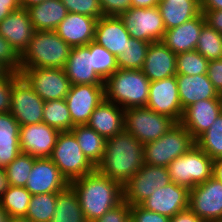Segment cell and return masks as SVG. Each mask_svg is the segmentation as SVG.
Masks as SVG:
<instances>
[{
  "label": "cell",
  "mask_w": 222,
  "mask_h": 222,
  "mask_svg": "<svg viewBox=\"0 0 222 222\" xmlns=\"http://www.w3.org/2000/svg\"><path fill=\"white\" fill-rule=\"evenodd\" d=\"M70 183L50 158H36L25 188L31 193H58Z\"/></svg>",
  "instance_id": "obj_18"
},
{
  "label": "cell",
  "mask_w": 222,
  "mask_h": 222,
  "mask_svg": "<svg viewBox=\"0 0 222 222\" xmlns=\"http://www.w3.org/2000/svg\"><path fill=\"white\" fill-rule=\"evenodd\" d=\"M178 93L182 109L204 99L220 98L207 74L176 75Z\"/></svg>",
  "instance_id": "obj_27"
},
{
  "label": "cell",
  "mask_w": 222,
  "mask_h": 222,
  "mask_svg": "<svg viewBox=\"0 0 222 222\" xmlns=\"http://www.w3.org/2000/svg\"><path fill=\"white\" fill-rule=\"evenodd\" d=\"M20 125L10 114L0 113V167L5 168L20 153Z\"/></svg>",
  "instance_id": "obj_30"
},
{
  "label": "cell",
  "mask_w": 222,
  "mask_h": 222,
  "mask_svg": "<svg viewBox=\"0 0 222 222\" xmlns=\"http://www.w3.org/2000/svg\"><path fill=\"white\" fill-rule=\"evenodd\" d=\"M189 189L170 182L154 192L140 205L150 211L172 218L177 213L188 209Z\"/></svg>",
  "instance_id": "obj_17"
},
{
  "label": "cell",
  "mask_w": 222,
  "mask_h": 222,
  "mask_svg": "<svg viewBox=\"0 0 222 222\" xmlns=\"http://www.w3.org/2000/svg\"><path fill=\"white\" fill-rule=\"evenodd\" d=\"M120 19L131 38L145 42L161 41L166 31L158 7L130 8Z\"/></svg>",
  "instance_id": "obj_11"
},
{
  "label": "cell",
  "mask_w": 222,
  "mask_h": 222,
  "mask_svg": "<svg viewBox=\"0 0 222 222\" xmlns=\"http://www.w3.org/2000/svg\"><path fill=\"white\" fill-rule=\"evenodd\" d=\"M188 208L204 222L222 220V182L214 176L189 190Z\"/></svg>",
  "instance_id": "obj_12"
},
{
  "label": "cell",
  "mask_w": 222,
  "mask_h": 222,
  "mask_svg": "<svg viewBox=\"0 0 222 222\" xmlns=\"http://www.w3.org/2000/svg\"><path fill=\"white\" fill-rule=\"evenodd\" d=\"M57 193L32 195L25 218L34 222H50L56 207Z\"/></svg>",
  "instance_id": "obj_37"
},
{
  "label": "cell",
  "mask_w": 222,
  "mask_h": 222,
  "mask_svg": "<svg viewBox=\"0 0 222 222\" xmlns=\"http://www.w3.org/2000/svg\"><path fill=\"white\" fill-rule=\"evenodd\" d=\"M201 11L222 10V0H200Z\"/></svg>",
  "instance_id": "obj_52"
},
{
  "label": "cell",
  "mask_w": 222,
  "mask_h": 222,
  "mask_svg": "<svg viewBox=\"0 0 222 222\" xmlns=\"http://www.w3.org/2000/svg\"><path fill=\"white\" fill-rule=\"evenodd\" d=\"M44 103L21 75L14 81L10 114L20 126L41 123Z\"/></svg>",
  "instance_id": "obj_13"
},
{
  "label": "cell",
  "mask_w": 222,
  "mask_h": 222,
  "mask_svg": "<svg viewBox=\"0 0 222 222\" xmlns=\"http://www.w3.org/2000/svg\"><path fill=\"white\" fill-rule=\"evenodd\" d=\"M104 16L119 17L131 8V0H99Z\"/></svg>",
  "instance_id": "obj_47"
},
{
  "label": "cell",
  "mask_w": 222,
  "mask_h": 222,
  "mask_svg": "<svg viewBox=\"0 0 222 222\" xmlns=\"http://www.w3.org/2000/svg\"><path fill=\"white\" fill-rule=\"evenodd\" d=\"M10 216L0 204V222H9Z\"/></svg>",
  "instance_id": "obj_57"
},
{
  "label": "cell",
  "mask_w": 222,
  "mask_h": 222,
  "mask_svg": "<svg viewBox=\"0 0 222 222\" xmlns=\"http://www.w3.org/2000/svg\"><path fill=\"white\" fill-rule=\"evenodd\" d=\"M150 43L130 38L122 54L116 56L119 69L141 70Z\"/></svg>",
  "instance_id": "obj_35"
},
{
  "label": "cell",
  "mask_w": 222,
  "mask_h": 222,
  "mask_svg": "<svg viewBox=\"0 0 222 222\" xmlns=\"http://www.w3.org/2000/svg\"><path fill=\"white\" fill-rule=\"evenodd\" d=\"M9 222H34V221L25 217H15V218H10Z\"/></svg>",
  "instance_id": "obj_58"
},
{
  "label": "cell",
  "mask_w": 222,
  "mask_h": 222,
  "mask_svg": "<svg viewBox=\"0 0 222 222\" xmlns=\"http://www.w3.org/2000/svg\"><path fill=\"white\" fill-rule=\"evenodd\" d=\"M205 23L204 15L201 12L182 25L166 30L161 42L176 55L182 52L194 51Z\"/></svg>",
  "instance_id": "obj_24"
},
{
  "label": "cell",
  "mask_w": 222,
  "mask_h": 222,
  "mask_svg": "<svg viewBox=\"0 0 222 222\" xmlns=\"http://www.w3.org/2000/svg\"><path fill=\"white\" fill-rule=\"evenodd\" d=\"M213 176L222 182V158L214 160Z\"/></svg>",
  "instance_id": "obj_54"
},
{
  "label": "cell",
  "mask_w": 222,
  "mask_h": 222,
  "mask_svg": "<svg viewBox=\"0 0 222 222\" xmlns=\"http://www.w3.org/2000/svg\"><path fill=\"white\" fill-rule=\"evenodd\" d=\"M104 99V85H71L65 100L72 123L75 126L87 124L92 112Z\"/></svg>",
  "instance_id": "obj_14"
},
{
  "label": "cell",
  "mask_w": 222,
  "mask_h": 222,
  "mask_svg": "<svg viewBox=\"0 0 222 222\" xmlns=\"http://www.w3.org/2000/svg\"><path fill=\"white\" fill-rule=\"evenodd\" d=\"M207 75L214 88L222 94V59L209 61Z\"/></svg>",
  "instance_id": "obj_48"
},
{
  "label": "cell",
  "mask_w": 222,
  "mask_h": 222,
  "mask_svg": "<svg viewBox=\"0 0 222 222\" xmlns=\"http://www.w3.org/2000/svg\"><path fill=\"white\" fill-rule=\"evenodd\" d=\"M96 18L68 12L66 18L54 30L71 48L94 41Z\"/></svg>",
  "instance_id": "obj_21"
},
{
  "label": "cell",
  "mask_w": 222,
  "mask_h": 222,
  "mask_svg": "<svg viewBox=\"0 0 222 222\" xmlns=\"http://www.w3.org/2000/svg\"><path fill=\"white\" fill-rule=\"evenodd\" d=\"M50 222H87L78 195L70 184L57 193L55 212Z\"/></svg>",
  "instance_id": "obj_31"
},
{
  "label": "cell",
  "mask_w": 222,
  "mask_h": 222,
  "mask_svg": "<svg viewBox=\"0 0 222 222\" xmlns=\"http://www.w3.org/2000/svg\"><path fill=\"white\" fill-rule=\"evenodd\" d=\"M71 132L75 135L84 155L96 167L103 157L107 139L87 124L76 125Z\"/></svg>",
  "instance_id": "obj_32"
},
{
  "label": "cell",
  "mask_w": 222,
  "mask_h": 222,
  "mask_svg": "<svg viewBox=\"0 0 222 222\" xmlns=\"http://www.w3.org/2000/svg\"><path fill=\"white\" fill-rule=\"evenodd\" d=\"M171 182L189 190L213 177L214 160L197 145L168 165Z\"/></svg>",
  "instance_id": "obj_6"
},
{
  "label": "cell",
  "mask_w": 222,
  "mask_h": 222,
  "mask_svg": "<svg viewBox=\"0 0 222 222\" xmlns=\"http://www.w3.org/2000/svg\"><path fill=\"white\" fill-rule=\"evenodd\" d=\"M20 8V0H0V22Z\"/></svg>",
  "instance_id": "obj_50"
},
{
  "label": "cell",
  "mask_w": 222,
  "mask_h": 222,
  "mask_svg": "<svg viewBox=\"0 0 222 222\" xmlns=\"http://www.w3.org/2000/svg\"><path fill=\"white\" fill-rule=\"evenodd\" d=\"M195 143L212 160L222 158V112Z\"/></svg>",
  "instance_id": "obj_36"
},
{
  "label": "cell",
  "mask_w": 222,
  "mask_h": 222,
  "mask_svg": "<svg viewBox=\"0 0 222 222\" xmlns=\"http://www.w3.org/2000/svg\"><path fill=\"white\" fill-rule=\"evenodd\" d=\"M50 159L69 183L95 171V166L84 155L71 131L58 134Z\"/></svg>",
  "instance_id": "obj_7"
},
{
  "label": "cell",
  "mask_w": 222,
  "mask_h": 222,
  "mask_svg": "<svg viewBox=\"0 0 222 222\" xmlns=\"http://www.w3.org/2000/svg\"><path fill=\"white\" fill-rule=\"evenodd\" d=\"M144 165V145L125 129L106 141L95 170L122 186Z\"/></svg>",
  "instance_id": "obj_1"
},
{
  "label": "cell",
  "mask_w": 222,
  "mask_h": 222,
  "mask_svg": "<svg viewBox=\"0 0 222 222\" xmlns=\"http://www.w3.org/2000/svg\"><path fill=\"white\" fill-rule=\"evenodd\" d=\"M125 130L143 145L159 139L176 122L170 117L158 114L146 106L125 109Z\"/></svg>",
  "instance_id": "obj_8"
},
{
  "label": "cell",
  "mask_w": 222,
  "mask_h": 222,
  "mask_svg": "<svg viewBox=\"0 0 222 222\" xmlns=\"http://www.w3.org/2000/svg\"><path fill=\"white\" fill-rule=\"evenodd\" d=\"M35 29L26 9L11 12L0 22V35L21 55L33 37Z\"/></svg>",
  "instance_id": "obj_23"
},
{
  "label": "cell",
  "mask_w": 222,
  "mask_h": 222,
  "mask_svg": "<svg viewBox=\"0 0 222 222\" xmlns=\"http://www.w3.org/2000/svg\"><path fill=\"white\" fill-rule=\"evenodd\" d=\"M195 145L193 136L180 123H176L159 139L144 144V163L168 167L174 159Z\"/></svg>",
  "instance_id": "obj_5"
},
{
  "label": "cell",
  "mask_w": 222,
  "mask_h": 222,
  "mask_svg": "<svg viewBox=\"0 0 222 222\" xmlns=\"http://www.w3.org/2000/svg\"><path fill=\"white\" fill-rule=\"evenodd\" d=\"M20 75L45 102L65 99L71 87L61 68H21Z\"/></svg>",
  "instance_id": "obj_9"
},
{
  "label": "cell",
  "mask_w": 222,
  "mask_h": 222,
  "mask_svg": "<svg viewBox=\"0 0 222 222\" xmlns=\"http://www.w3.org/2000/svg\"><path fill=\"white\" fill-rule=\"evenodd\" d=\"M46 0H20V5L22 9H28L30 7L41 4Z\"/></svg>",
  "instance_id": "obj_56"
},
{
  "label": "cell",
  "mask_w": 222,
  "mask_h": 222,
  "mask_svg": "<svg viewBox=\"0 0 222 222\" xmlns=\"http://www.w3.org/2000/svg\"><path fill=\"white\" fill-rule=\"evenodd\" d=\"M150 82L141 70L118 69L104 81L105 99L124 110L146 106Z\"/></svg>",
  "instance_id": "obj_4"
},
{
  "label": "cell",
  "mask_w": 222,
  "mask_h": 222,
  "mask_svg": "<svg viewBox=\"0 0 222 222\" xmlns=\"http://www.w3.org/2000/svg\"><path fill=\"white\" fill-rule=\"evenodd\" d=\"M8 183L6 174L3 168L0 169V198L3 195V192L7 189Z\"/></svg>",
  "instance_id": "obj_55"
},
{
  "label": "cell",
  "mask_w": 222,
  "mask_h": 222,
  "mask_svg": "<svg viewBox=\"0 0 222 222\" xmlns=\"http://www.w3.org/2000/svg\"><path fill=\"white\" fill-rule=\"evenodd\" d=\"M204 15L206 24L222 34V10L201 11Z\"/></svg>",
  "instance_id": "obj_49"
},
{
  "label": "cell",
  "mask_w": 222,
  "mask_h": 222,
  "mask_svg": "<svg viewBox=\"0 0 222 222\" xmlns=\"http://www.w3.org/2000/svg\"><path fill=\"white\" fill-rule=\"evenodd\" d=\"M42 122L58 129L60 132L71 131L75 126L72 123L65 99L46 101L44 103Z\"/></svg>",
  "instance_id": "obj_34"
},
{
  "label": "cell",
  "mask_w": 222,
  "mask_h": 222,
  "mask_svg": "<svg viewBox=\"0 0 222 222\" xmlns=\"http://www.w3.org/2000/svg\"><path fill=\"white\" fill-rule=\"evenodd\" d=\"M130 222H170V218L147 210L141 205L130 206Z\"/></svg>",
  "instance_id": "obj_45"
},
{
  "label": "cell",
  "mask_w": 222,
  "mask_h": 222,
  "mask_svg": "<svg viewBox=\"0 0 222 222\" xmlns=\"http://www.w3.org/2000/svg\"><path fill=\"white\" fill-rule=\"evenodd\" d=\"M35 159V157L29 154L20 153L8 164L4 168L8 185L25 187Z\"/></svg>",
  "instance_id": "obj_38"
},
{
  "label": "cell",
  "mask_w": 222,
  "mask_h": 222,
  "mask_svg": "<svg viewBox=\"0 0 222 222\" xmlns=\"http://www.w3.org/2000/svg\"><path fill=\"white\" fill-rule=\"evenodd\" d=\"M93 222H130V205L123 200Z\"/></svg>",
  "instance_id": "obj_46"
},
{
  "label": "cell",
  "mask_w": 222,
  "mask_h": 222,
  "mask_svg": "<svg viewBox=\"0 0 222 222\" xmlns=\"http://www.w3.org/2000/svg\"><path fill=\"white\" fill-rule=\"evenodd\" d=\"M195 50L209 61L222 59V34L205 23Z\"/></svg>",
  "instance_id": "obj_39"
},
{
  "label": "cell",
  "mask_w": 222,
  "mask_h": 222,
  "mask_svg": "<svg viewBox=\"0 0 222 222\" xmlns=\"http://www.w3.org/2000/svg\"><path fill=\"white\" fill-rule=\"evenodd\" d=\"M71 47L55 31H35L20 55L21 68L64 69Z\"/></svg>",
  "instance_id": "obj_3"
},
{
  "label": "cell",
  "mask_w": 222,
  "mask_h": 222,
  "mask_svg": "<svg viewBox=\"0 0 222 222\" xmlns=\"http://www.w3.org/2000/svg\"><path fill=\"white\" fill-rule=\"evenodd\" d=\"M130 38L120 17L103 16L97 20L94 42L113 55L122 54Z\"/></svg>",
  "instance_id": "obj_25"
},
{
  "label": "cell",
  "mask_w": 222,
  "mask_h": 222,
  "mask_svg": "<svg viewBox=\"0 0 222 222\" xmlns=\"http://www.w3.org/2000/svg\"><path fill=\"white\" fill-rule=\"evenodd\" d=\"M209 60L198 51L182 52L177 54L176 75H202L207 74Z\"/></svg>",
  "instance_id": "obj_41"
},
{
  "label": "cell",
  "mask_w": 222,
  "mask_h": 222,
  "mask_svg": "<svg viewBox=\"0 0 222 222\" xmlns=\"http://www.w3.org/2000/svg\"><path fill=\"white\" fill-rule=\"evenodd\" d=\"M60 131L44 122L20 126L21 153L35 158H50Z\"/></svg>",
  "instance_id": "obj_16"
},
{
  "label": "cell",
  "mask_w": 222,
  "mask_h": 222,
  "mask_svg": "<svg viewBox=\"0 0 222 222\" xmlns=\"http://www.w3.org/2000/svg\"><path fill=\"white\" fill-rule=\"evenodd\" d=\"M10 71L0 63V78H4Z\"/></svg>",
  "instance_id": "obj_59"
},
{
  "label": "cell",
  "mask_w": 222,
  "mask_h": 222,
  "mask_svg": "<svg viewBox=\"0 0 222 222\" xmlns=\"http://www.w3.org/2000/svg\"><path fill=\"white\" fill-rule=\"evenodd\" d=\"M26 10L35 31H54L68 13L61 0H46Z\"/></svg>",
  "instance_id": "obj_29"
},
{
  "label": "cell",
  "mask_w": 222,
  "mask_h": 222,
  "mask_svg": "<svg viewBox=\"0 0 222 222\" xmlns=\"http://www.w3.org/2000/svg\"><path fill=\"white\" fill-rule=\"evenodd\" d=\"M87 222L102 217L123 201V186L96 170L70 182Z\"/></svg>",
  "instance_id": "obj_2"
},
{
  "label": "cell",
  "mask_w": 222,
  "mask_h": 222,
  "mask_svg": "<svg viewBox=\"0 0 222 222\" xmlns=\"http://www.w3.org/2000/svg\"><path fill=\"white\" fill-rule=\"evenodd\" d=\"M170 222H204L189 208L170 218Z\"/></svg>",
  "instance_id": "obj_51"
},
{
  "label": "cell",
  "mask_w": 222,
  "mask_h": 222,
  "mask_svg": "<svg viewBox=\"0 0 222 222\" xmlns=\"http://www.w3.org/2000/svg\"><path fill=\"white\" fill-rule=\"evenodd\" d=\"M160 0H131L132 8L157 7Z\"/></svg>",
  "instance_id": "obj_53"
},
{
  "label": "cell",
  "mask_w": 222,
  "mask_h": 222,
  "mask_svg": "<svg viewBox=\"0 0 222 222\" xmlns=\"http://www.w3.org/2000/svg\"><path fill=\"white\" fill-rule=\"evenodd\" d=\"M20 76V73L9 72L4 78H0V113L11 110L12 85Z\"/></svg>",
  "instance_id": "obj_44"
},
{
  "label": "cell",
  "mask_w": 222,
  "mask_h": 222,
  "mask_svg": "<svg viewBox=\"0 0 222 222\" xmlns=\"http://www.w3.org/2000/svg\"><path fill=\"white\" fill-rule=\"evenodd\" d=\"M90 53L92 55L93 70L103 81L119 69L116 56L94 41L90 42Z\"/></svg>",
  "instance_id": "obj_40"
},
{
  "label": "cell",
  "mask_w": 222,
  "mask_h": 222,
  "mask_svg": "<svg viewBox=\"0 0 222 222\" xmlns=\"http://www.w3.org/2000/svg\"><path fill=\"white\" fill-rule=\"evenodd\" d=\"M171 182L168 168L145 164L123 185V200L140 205L155 189Z\"/></svg>",
  "instance_id": "obj_10"
},
{
  "label": "cell",
  "mask_w": 222,
  "mask_h": 222,
  "mask_svg": "<svg viewBox=\"0 0 222 222\" xmlns=\"http://www.w3.org/2000/svg\"><path fill=\"white\" fill-rule=\"evenodd\" d=\"M124 116V109L104 99L92 112L87 125L108 139L125 129Z\"/></svg>",
  "instance_id": "obj_26"
},
{
  "label": "cell",
  "mask_w": 222,
  "mask_h": 222,
  "mask_svg": "<svg viewBox=\"0 0 222 222\" xmlns=\"http://www.w3.org/2000/svg\"><path fill=\"white\" fill-rule=\"evenodd\" d=\"M64 70L71 85H104V81L93 70L90 42L71 48Z\"/></svg>",
  "instance_id": "obj_22"
},
{
  "label": "cell",
  "mask_w": 222,
  "mask_h": 222,
  "mask_svg": "<svg viewBox=\"0 0 222 222\" xmlns=\"http://www.w3.org/2000/svg\"><path fill=\"white\" fill-rule=\"evenodd\" d=\"M67 11L96 19L104 16L99 0H61Z\"/></svg>",
  "instance_id": "obj_42"
},
{
  "label": "cell",
  "mask_w": 222,
  "mask_h": 222,
  "mask_svg": "<svg viewBox=\"0 0 222 222\" xmlns=\"http://www.w3.org/2000/svg\"><path fill=\"white\" fill-rule=\"evenodd\" d=\"M157 7L166 30L180 26L201 13L200 0H160Z\"/></svg>",
  "instance_id": "obj_28"
},
{
  "label": "cell",
  "mask_w": 222,
  "mask_h": 222,
  "mask_svg": "<svg viewBox=\"0 0 222 222\" xmlns=\"http://www.w3.org/2000/svg\"><path fill=\"white\" fill-rule=\"evenodd\" d=\"M221 112V98L200 100L184 109L180 124L196 140L209 129Z\"/></svg>",
  "instance_id": "obj_19"
},
{
  "label": "cell",
  "mask_w": 222,
  "mask_h": 222,
  "mask_svg": "<svg viewBox=\"0 0 222 222\" xmlns=\"http://www.w3.org/2000/svg\"><path fill=\"white\" fill-rule=\"evenodd\" d=\"M146 107L180 123L184 110L179 98L176 76L150 82Z\"/></svg>",
  "instance_id": "obj_15"
},
{
  "label": "cell",
  "mask_w": 222,
  "mask_h": 222,
  "mask_svg": "<svg viewBox=\"0 0 222 222\" xmlns=\"http://www.w3.org/2000/svg\"><path fill=\"white\" fill-rule=\"evenodd\" d=\"M177 55L161 41L151 42L141 71L151 81L176 76Z\"/></svg>",
  "instance_id": "obj_20"
},
{
  "label": "cell",
  "mask_w": 222,
  "mask_h": 222,
  "mask_svg": "<svg viewBox=\"0 0 222 222\" xmlns=\"http://www.w3.org/2000/svg\"><path fill=\"white\" fill-rule=\"evenodd\" d=\"M0 63L10 72L20 73V55L11 44L0 35Z\"/></svg>",
  "instance_id": "obj_43"
},
{
  "label": "cell",
  "mask_w": 222,
  "mask_h": 222,
  "mask_svg": "<svg viewBox=\"0 0 222 222\" xmlns=\"http://www.w3.org/2000/svg\"><path fill=\"white\" fill-rule=\"evenodd\" d=\"M31 196L25 187L8 185L0 198V204L10 218L25 217Z\"/></svg>",
  "instance_id": "obj_33"
}]
</instances>
